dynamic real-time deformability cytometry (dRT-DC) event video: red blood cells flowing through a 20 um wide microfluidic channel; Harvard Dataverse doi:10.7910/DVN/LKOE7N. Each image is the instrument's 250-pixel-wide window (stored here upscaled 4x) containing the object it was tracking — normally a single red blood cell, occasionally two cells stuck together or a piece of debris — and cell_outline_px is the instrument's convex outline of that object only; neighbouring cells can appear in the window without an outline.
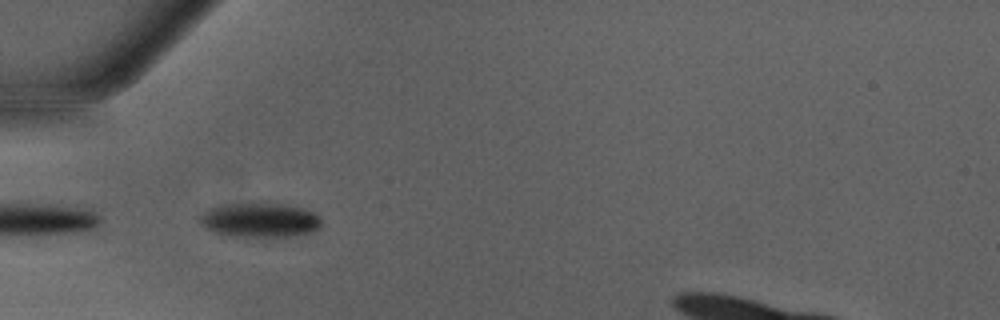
{"species": "Egyptian fruit bat (a non-hibernating species)", "species_latin": "Rousettus aegyptiacus", "temperature_condition": "warm", "stored_images_in_passage": 32, "camera_frame_rate_fps": 3000, "um_per_image_px": 0.085, "animal": {"sex": "male"}, "frame": {"image": 1, "passage_image": 1, "time_ms": 0.0, "image_size_px": [1000, 320], "cell_outline_px": [[320, 224], [312, 232], [284, 236], [240, 236], [220, 232], [208, 228], [200, 220], [200, 216], [208, 208], [220, 204], [256, 200], [264, 200], [300, 208], [312, 212], [320, 216]], "centroid_in_image_um": [22.07, 18.62], "position_along_channel_um": 62.9, "area_um2": 24.39}}
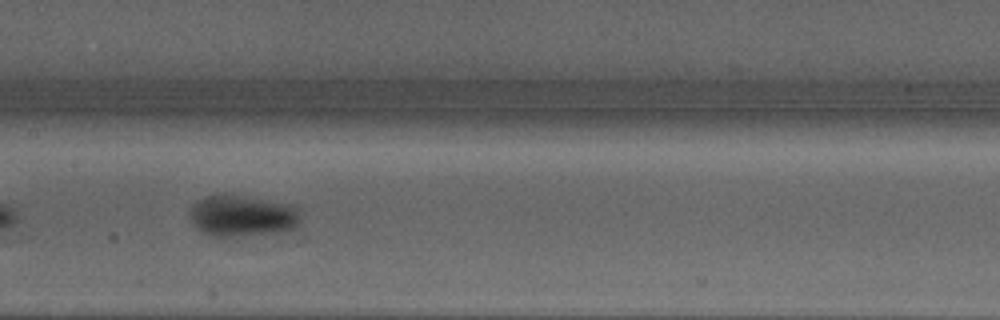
{"frame": {"image": 2, "passage_image": 10, "time_ms": 3.0, "image_size_px": [1000, 320], "cell_outline_px": [[300, 220], [296, 228], [272, 232], [232, 236], [212, 236], [196, 228], [188, 212], [192, 204], [196, 200], [208, 196], [236, 196], [296, 204]], "centroid_in_image_um": [20.59, 18.34], "position_along_channel_um": 186.8, "area_um2": 26.13}}